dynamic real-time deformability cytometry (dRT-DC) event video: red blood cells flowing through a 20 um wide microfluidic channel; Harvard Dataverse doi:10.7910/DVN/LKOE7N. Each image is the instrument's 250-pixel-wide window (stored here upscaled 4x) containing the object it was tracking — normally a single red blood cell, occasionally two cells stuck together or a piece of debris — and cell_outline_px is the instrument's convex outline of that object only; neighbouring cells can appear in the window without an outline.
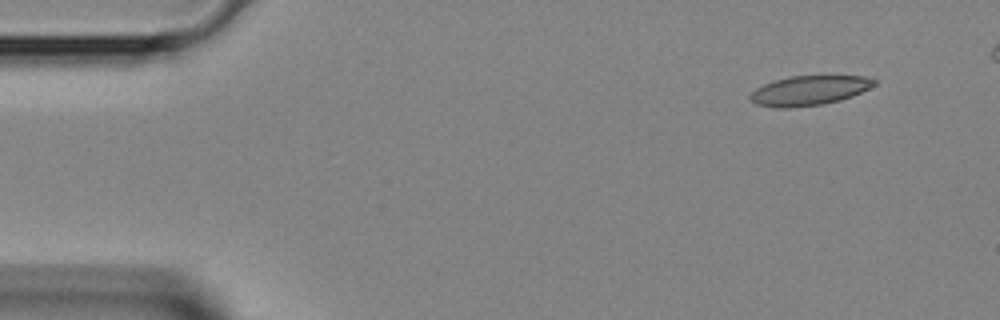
{"species": "Egyptian fruit bat (a non-hibernating species)", "species_latin": "Rousettus aegyptiacus", "temperature_condition": "room temperature", "stored_images_in_passage": 35, "camera_frame_rate_fps": 3000, "um_per_image_px": 0.085, "animal": {"sex": "female"}, "frame": {"image": 1, "passage_image": 1, "time_ms": 0.0, "image_size_px": [1000, 320], "cell_outline_px": [[876, 84], [852, 96], [840, 100], [820, 104], [788, 108], [776, 108], [756, 104], [748, 96], [756, 88], [772, 80], [788, 76], [864, 76], [876, 80]], "centroid_in_image_um": [68.74, 7.68], "position_along_channel_um": 16.3, "area_um2": 21.27}}
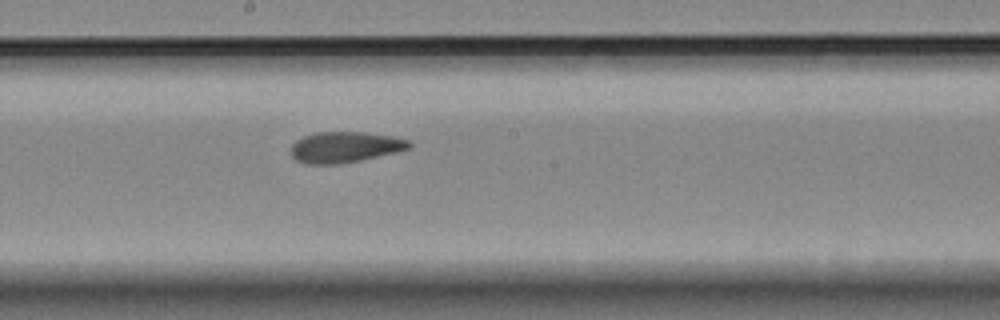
{"frame": {"image": 2, "passage_image": 19, "time_ms": 6.0, "image_size_px": [1000, 320], "cell_outline_px": [[412, 148], [396, 152], [360, 160], [340, 164], [304, 164], [296, 160], [288, 152], [292, 144], [296, 140], [304, 136], [316, 132], [364, 132], [392, 136], [408, 140], [412, 144]], "centroid_in_image_um": [29.28, 12.51], "position_along_channel_um": 218.9, "area_um2": 21.44}}
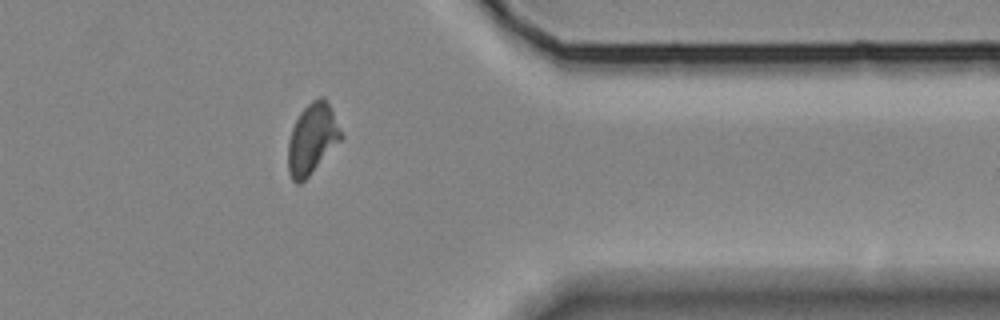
{"frame": {"image": 3, "passage_image": 30, "time_ms": 9.667, "image_size_px": [1000, 320], "cell_outline_px": [[344, 136], [308, 176], [300, 184], [296, 184], [292, 180], [288, 172], [288, 140], [292, 128], [300, 112], [312, 100], [320, 96], [324, 96]], "centroid_in_image_um": [26.51, 11.8], "position_along_channel_um": 384.9, "area_um2": 21.44}}